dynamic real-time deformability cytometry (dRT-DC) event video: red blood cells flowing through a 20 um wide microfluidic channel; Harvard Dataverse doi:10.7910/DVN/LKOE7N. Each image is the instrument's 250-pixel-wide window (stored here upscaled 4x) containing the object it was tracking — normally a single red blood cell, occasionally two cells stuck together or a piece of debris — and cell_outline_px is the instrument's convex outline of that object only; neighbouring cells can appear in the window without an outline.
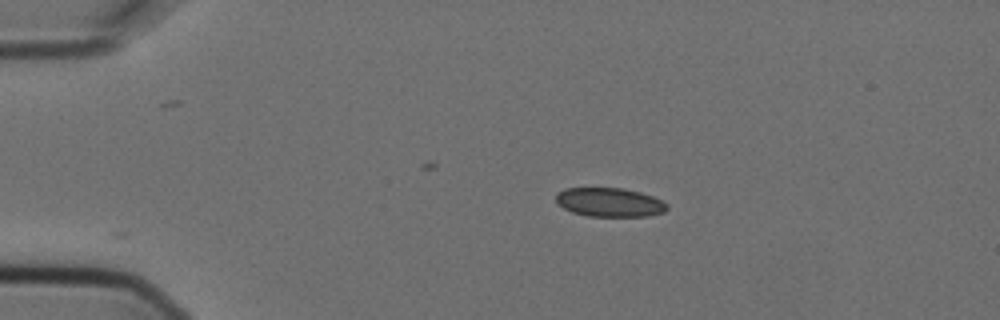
{"species": "Egyptian fruit bat (a non-hibernating species)", "species_latin": "Rousettus aegyptiacus", "temperature_condition": "cold", "stored_images_in_passage": 2, "camera_frame_rate_fps": 3000, "um_per_image_px": 0.085, "animal": {"sex": "female"}, "frame": {"image": 1, "passage_image": 2, "time_ms": 0.333, "image_size_px": [1000, 320], "cell_outline_px": [[668, 208], [664, 212], [648, 216], [588, 216], [572, 212], [556, 204], [556, 192], [564, 188], [624, 188], [640, 192], [652, 196], [668, 204]], "centroid_in_image_um": [51.79, 17.19], "position_along_channel_um": 33.2, "area_um2": 18.84}}